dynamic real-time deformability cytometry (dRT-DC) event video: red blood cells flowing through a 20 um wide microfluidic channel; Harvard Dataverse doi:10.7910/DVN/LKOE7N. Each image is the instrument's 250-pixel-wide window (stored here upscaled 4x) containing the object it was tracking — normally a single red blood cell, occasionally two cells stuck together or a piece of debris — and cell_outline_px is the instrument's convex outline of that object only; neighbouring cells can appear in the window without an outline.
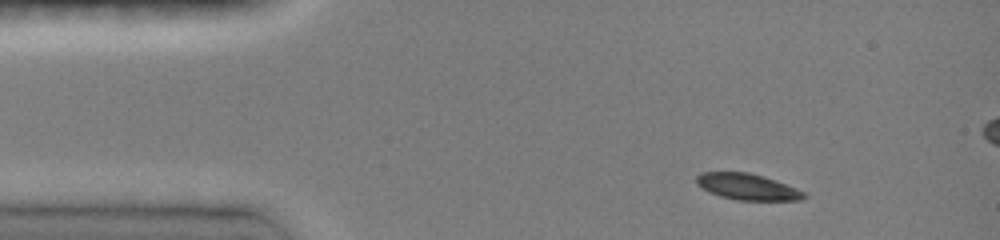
{"species": "common noctule bat (a hibernating species)", "species_latin": "Nyctalus noctula", "temperature_condition": "room temperature", "stored_images_in_passage": 23, "camera_frame_rate_fps": 3000, "um_per_image_px": 0.085, "animal": {"sex": "female", "body_mass_g": 19.0, "forearm_length_mm": 51.5}, "frame": {"image": 1, "passage_image": 1, "time_ms": 0.0, "image_size_px": [1000, 240], "cell_outline_px": [[808, 196], [800, 200], [736, 200], [720, 196], [708, 192], [696, 184], [696, 176], [700, 172], [748, 172], [764, 176], [776, 180], [796, 188], [804, 192]], "centroid_in_image_um": [63.51, 15.87], "position_along_channel_um": 21.5, "area_um2": 16.53}}
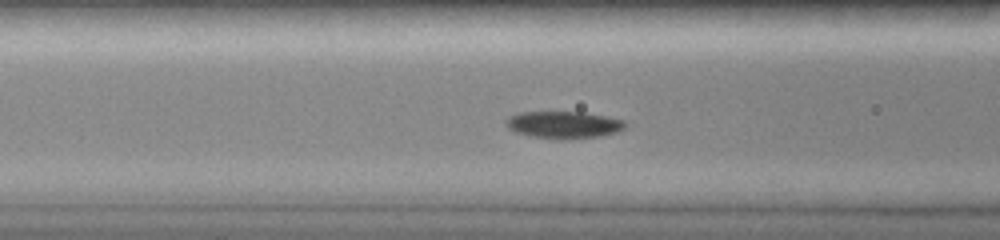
{"frame": {"image": 2, "passage_image": 13, "time_ms": 4.0, "image_size_px": [1000, 240], "cell_outline_px": [[624, 128], [616, 132], [600, 136], [560, 140], [532, 136], [516, 132], [508, 128], [504, 120], [508, 116], [520, 112], [584, 112], [608, 116], [624, 120]], "centroid_in_image_um": [47.89, 10.6], "position_along_channel_um": 118.7, "area_um2": 18.9}}
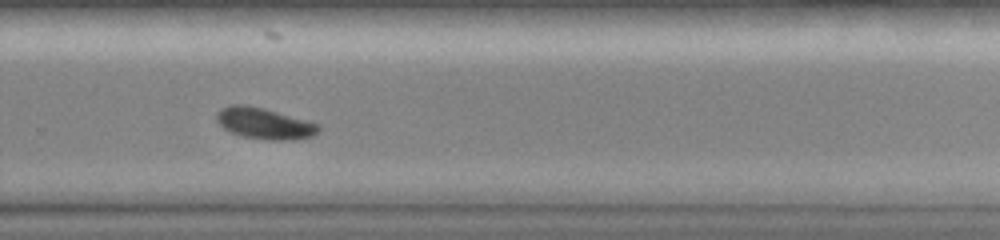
{"frame": {"image": 3, "passage_image": 22, "time_ms": 8.667, "image_size_px": [1000, 240], "cell_outline_px": [[320, 128], [312, 136], [292, 140], [272, 140], [244, 136], [232, 132], [224, 128], [216, 120], [216, 112], [220, 108], [232, 104], [248, 104], [264, 108], [320, 124]], "centroid_in_image_um": [22.45, 10.47], "position_along_channel_um": 307.4, "area_um2": 18.44}}